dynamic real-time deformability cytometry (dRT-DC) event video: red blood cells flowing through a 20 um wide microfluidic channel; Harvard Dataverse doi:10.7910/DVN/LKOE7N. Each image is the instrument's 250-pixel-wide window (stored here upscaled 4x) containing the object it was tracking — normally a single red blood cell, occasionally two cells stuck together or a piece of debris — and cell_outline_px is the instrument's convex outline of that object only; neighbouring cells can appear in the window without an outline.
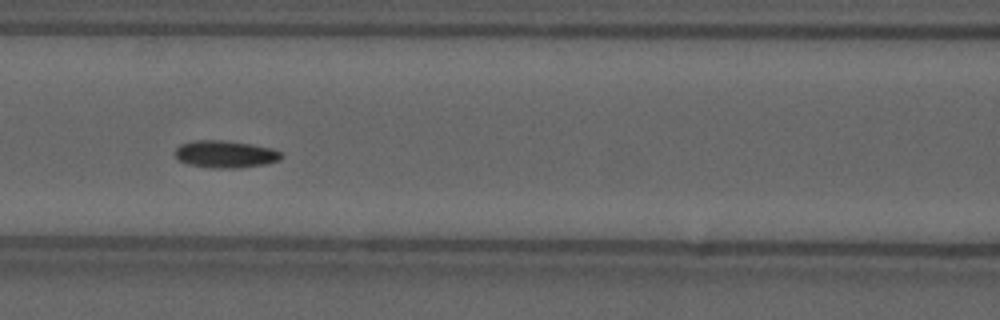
{"species": "common noctule bat (a hibernating species)", "species_latin": "Nyctalus noctula", "temperature_condition": "cold", "stored_images_in_passage": 56, "camera_frame_rate_fps": 3000, "um_per_image_px": 0.085, "animal": {"sex": "male", "forearm_length_mm": 52.5}, "frame": {"image": 1, "passage_image": 25, "time_ms": 8.0, "image_size_px": [1000, 320], "cell_outline_px": [[284, 156], [280, 160], [268, 164], [240, 168], [208, 168], [188, 164], [176, 160], [172, 152], [180, 144], [192, 140], [224, 140], [252, 144], [272, 148], [284, 152]], "centroid_in_image_um": [19.15, 13.11], "position_along_channel_um": 147.5, "area_um2": 17.51}, "authors_computed_cell_mechanics": {"area_um2": 15.7794, "velocity_mm_per_s": 3.6657, "shape_relaxation_time_tau1_ms": 5.2915, "shape_relaxation_time_tau2_ms": null, "deformation_change_tau1": 0.0975, "deformation_change_tau2": null}}